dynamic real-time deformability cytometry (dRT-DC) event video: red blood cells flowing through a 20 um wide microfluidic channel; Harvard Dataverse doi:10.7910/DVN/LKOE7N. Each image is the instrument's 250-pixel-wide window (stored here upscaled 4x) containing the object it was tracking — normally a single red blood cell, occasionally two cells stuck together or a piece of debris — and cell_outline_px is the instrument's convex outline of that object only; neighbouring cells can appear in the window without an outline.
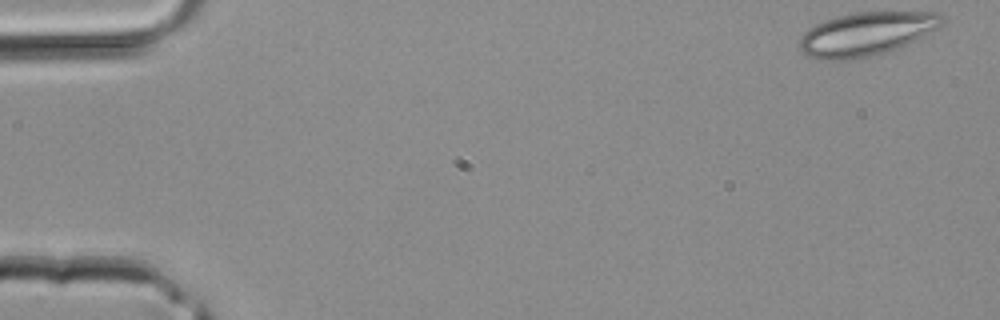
{"species": "common noctule bat (a hibernating species)", "species_latin": "Nyctalus noctula", "temperature_condition": "room temperature", "stored_images_in_passage": 38, "camera_frame_rate_fps": 3000, "um_per_image_px": 0.085, "animal": {"sex": "male", "body_mass_g": 20.4}, "frame": {"image": 1, "passage_image": 1, "time_ms": 0.0, "image_size_px": [1000, 320], "cell_outline_px": [[944, 24], [920, 40], [888, 52], [860, 60], [828, 60], [808, 56], [800, 48], [800, 36], [808, 28], [816, 24], [840, 16], [856, 12], [940, 12], [944, 20]], "centroid_in_image_um": [73.71, 2.9], "position_along_channel_um": 11.3, "area_um2": 36.59}}
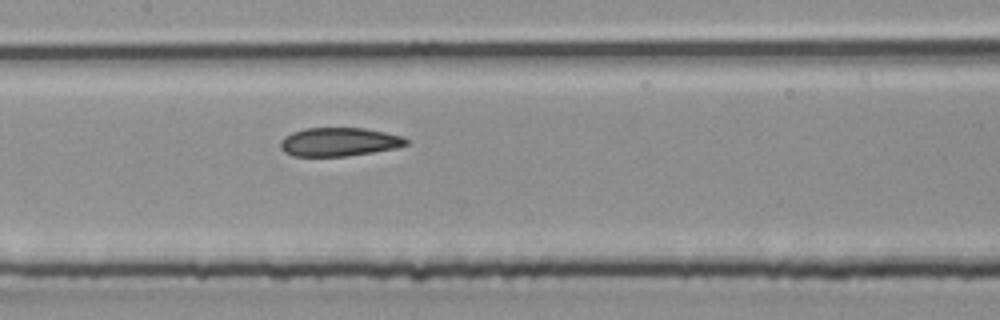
{"frame": {"image": 2, "passage_image": 19, "time_ms": 6.0, "image_size_px": [1000, 320], "cell_outline_px": [[408, 144], [396, 148], [348, 156], [292, 156], [284, 152], [280, 148], [280, 140], [284, 136], [292, 132], [304, 128], [364, 128], [404, 136], [408, 140]], "centroid_in_image_um": [28.8, 12.06], "position_along_channel_um": 178.6, "area_um2": 21.1}}
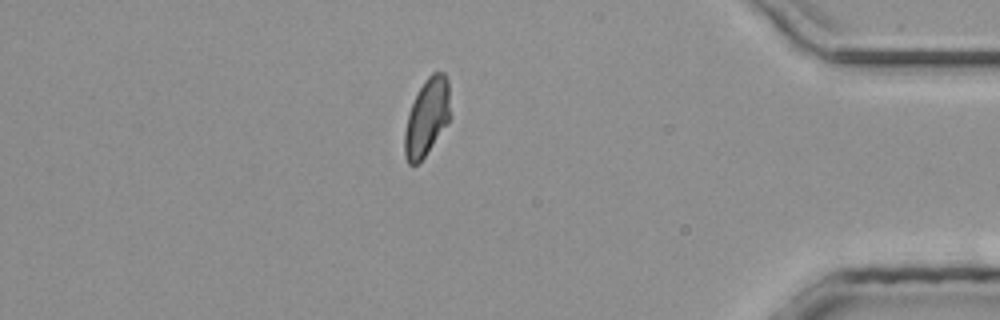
{"frame": {"image": 3, "passage_image": 34, "time_ms": 11.0, "image_size_px": [1000, 320], "cell_outline_px": [[452, 116], [424, 156], [416, 164], [408, 164], [404, 156], [404, 132], [408, 116], [412, 104], [424, 80], [432, 72], [444, 72], [448, 80]], "centroid_in_image_um": [36.31, 9.93], "position_along_channel_um": 398.9, "area_um2": 20.46}}